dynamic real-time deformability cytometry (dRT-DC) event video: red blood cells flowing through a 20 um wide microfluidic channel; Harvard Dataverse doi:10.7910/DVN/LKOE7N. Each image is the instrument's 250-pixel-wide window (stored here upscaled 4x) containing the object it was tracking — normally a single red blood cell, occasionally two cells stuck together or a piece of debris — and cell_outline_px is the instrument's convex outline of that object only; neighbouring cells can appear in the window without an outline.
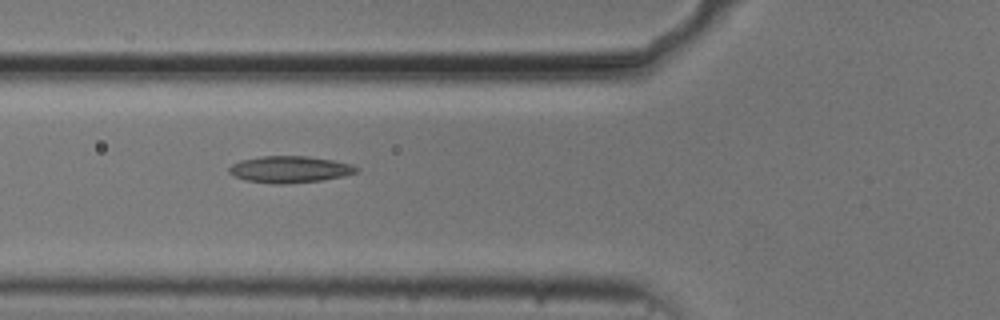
{"species": "common noctule bat (a hibernating species)", "species_latin": "Nyctalus noctula", "temperature_condition": "cold", "stored_images_in_passage": 32, "camera_frame_rate_fps": 3000, "um_per_image_px": 0.085, "animal": {"sex": "male", "body_mass_g": 20.5, "forearm_length_mm": 52.5}, "frame": {"image": 1, "passage_image": 3, "time_ms": 0.667, "image_size_px": [1000, 320], "cell_outline_px": [[360, 168], [356, 172], [344, 176], [320, 180], [284, 184], [272, 184], [248, 180], [236, 176], [228, 172], [228, 168], [232, 164], [240, 160], [260, 156], [308, 156], [332, 160], [352, 164]], "centroid_in_image_um": [24.63, 14.39], "position_along_channel_um": 101.2, "area_um2": 19.71}}
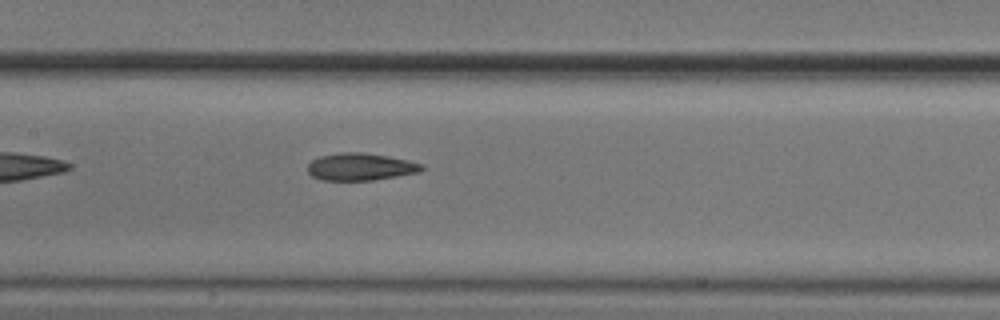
{"frame": {"image": 2, "passage_image": 9, "time_ms": 2.667, "image_size_px": [1000, 320], "cell_outline_px": [[424, 168], [420, 172], [372, 180], [320, 180], [312, 176], [308, 172], [308, 164], [312, 160], [320, 156], [340, 152], [364, 152], [388, 156], [408, 160], [424, 164]], "centroid_in_image_um": [30.64, 14.17], "position_along_channel_um": 176.8, "area_um2": 18.21}}
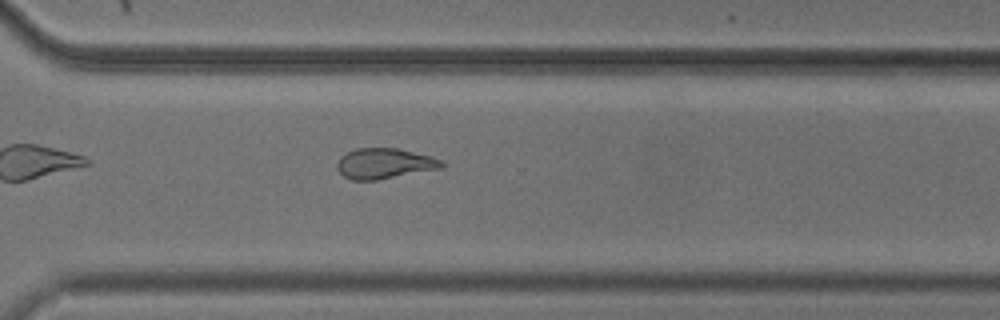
{"frame": {"image": 3, "passage_image": 22, "time_ms": 7.0, "image_size_px": [1000, 320], "cell_outline_px": [[444, 164], [440, 168], [376, 180], [352, 180], [344, 176], [336, 168], [336, 164], [340, 156], [356, 148], [396, 148], [432, 156], [440, 160]], "centroid_in_image_um": [32.63, 13.89], "position_along_channel_um": 338.0, "area_um2": 18.38}}